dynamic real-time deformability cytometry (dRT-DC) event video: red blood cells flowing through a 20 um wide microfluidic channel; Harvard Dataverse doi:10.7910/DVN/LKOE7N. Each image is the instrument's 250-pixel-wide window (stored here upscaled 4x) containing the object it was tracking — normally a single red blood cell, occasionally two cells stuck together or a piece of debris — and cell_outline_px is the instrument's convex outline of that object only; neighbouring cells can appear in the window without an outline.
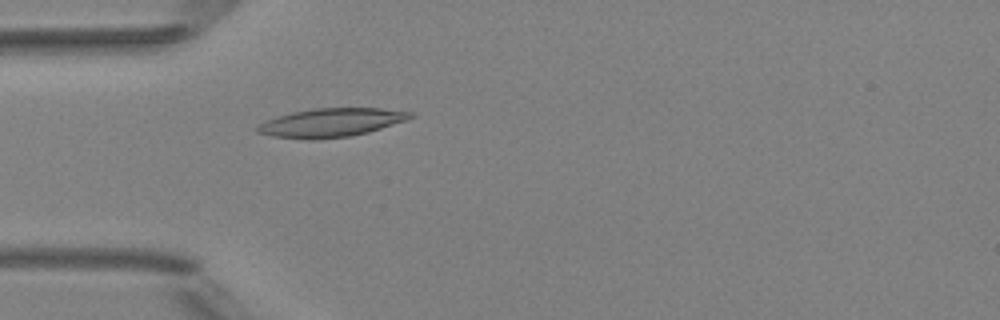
{"species": "Egyptian fruit bat (a non-hibernating species)", "species_latin": "Rousettus aegyptiacus", "temperature_condition": "room temperature", "stored_images_in_passage": 1, "camera_frame_rate_fps": 3000, "um_per_image_px": 0.085, "animal": {"sex": "female"}, "frame": {"image": 1, "passage_image": 1, "time_ms": 0.0, "image_size_px": [1000, 320], "cell_outline_px": [[416, 116], [368, 132], [348, 136], [316, 140], [308, 140], [272, 136], [256, 132], [252, 128], [264, 120], [276, 116], [292, 112], [312, 108], [380, 108], [412, 112]], "centroid_in_image_um": [28.04, 10.42], "position_along_channel_um": 57.0, "area_um2": 25.66}}